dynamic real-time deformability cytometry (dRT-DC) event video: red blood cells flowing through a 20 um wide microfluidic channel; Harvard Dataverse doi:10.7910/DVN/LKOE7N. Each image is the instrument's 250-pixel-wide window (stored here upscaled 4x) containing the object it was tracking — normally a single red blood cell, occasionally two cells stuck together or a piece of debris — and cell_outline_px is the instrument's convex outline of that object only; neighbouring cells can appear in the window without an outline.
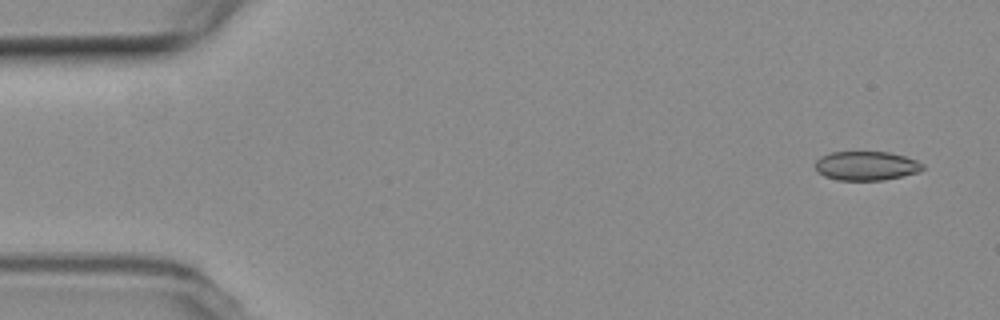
{"species": "common noctule bat (a hibernating species)", "species_latin": "Nyctalus noctula", "temperature_condition": "room temperature", "stored_images_in_passage": 5, "camera_frame_rate_fps": 3000, "um_per_image_px": 0.085, "animal": {"sex": "female", "body_mass_g": 19.3, "forearm_length_mm": 54.1}, "frame": {"image": 1, "passage_image": 1, "time_ms": 0.0, "image_size_px": [1000, 320], "cell_outline_px": [[924, 168], [920, 172], [884, 180], [836, 180], [824, 176], [816, 172], [816, 160], [820, 156], [828, 152], [888, 152], [904, 156], [916, 160], [924, 164]], "centroid_in_image_um": [73.62, 14.1], "position_along_channel_um": 11.4, "area_um2": 18.38}}
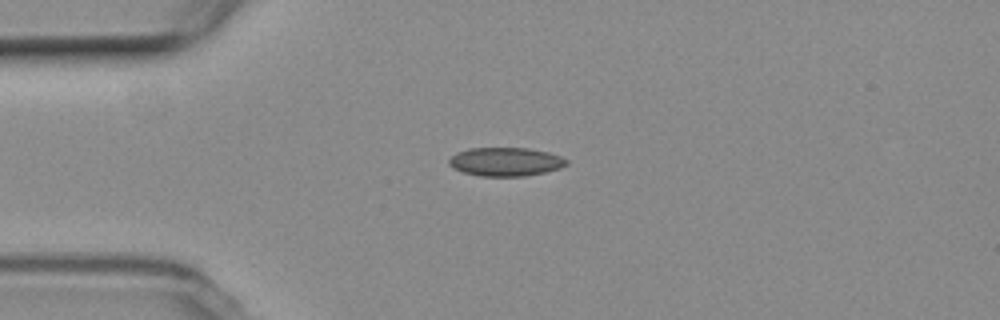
{"frame": {"image": 2, "passage_image": 4, "time_ms": 3.667, "image_size_px": [1000, 320], "cell_outline_px": [[568, 164], [560, 168], [544, 172], [524, 176], [480, 176], [464, 172], [452, 168], [448, 164], [448, 160], [456, 152], [468, 148], [528, 148], [548, 152], [560, 156], [568, 160]], "centroid_in_image_um": [42.96, 13.74], "position_along_channel_um": 42.0, "area_um2": 19.65}}